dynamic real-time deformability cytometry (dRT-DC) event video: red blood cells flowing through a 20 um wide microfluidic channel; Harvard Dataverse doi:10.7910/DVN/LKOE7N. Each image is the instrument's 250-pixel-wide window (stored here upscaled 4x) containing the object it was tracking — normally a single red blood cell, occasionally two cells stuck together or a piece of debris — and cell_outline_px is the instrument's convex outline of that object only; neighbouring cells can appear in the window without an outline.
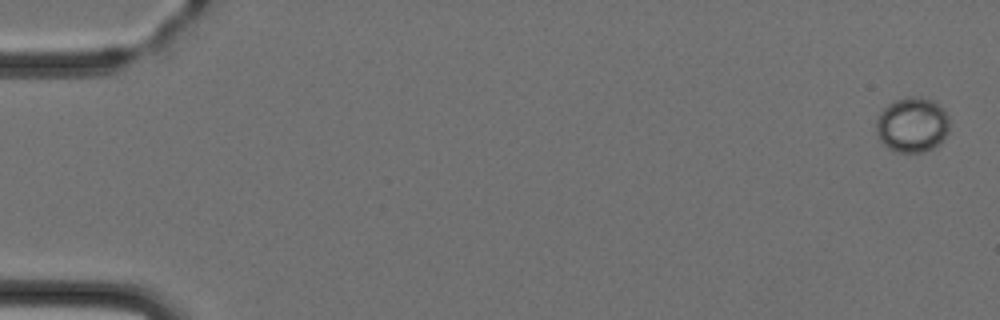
{"species": "Egyptian fruit bat (a non-hibernating species)", "species_latin": "Rousettus aegyptiacus", "temperature_condition": "cold", "stored_images_in_passage": 5, "camera_frame_rate_fps": 3000, "um_per_image_px": 0.085, "animal": {"sex": "female"}, "frame": {"image": 1, "passage_image": 1, "time_ms": 0.0, "image_size_px": [1000, 320], "cell_outline_px": [[948, 132], [932, 148], [924, 152], [896, 152], [888, 148], [880, 140], [876, 132], [876, 120], [880, 112], [888, 104], [896, 100], [908, 96], [920, 96], [932, 100], [944, 108], [948, 116]], "centroid_in_image_um": [77.52, 10.59], "position_along_channel_um": 7.5, "area_um2": 23.47}}
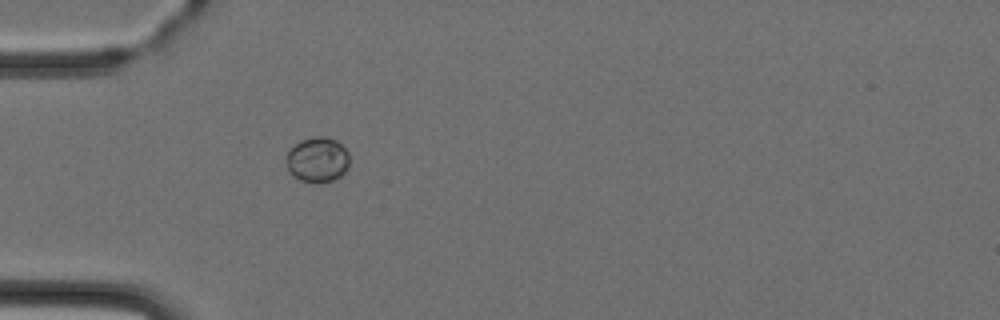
{"frame": {"image": 2, "passage_image": 5, "time_ms": 4.667, "image_size_px": [1000, 320], "cell_outline_px": [[348, 168], [340, 176], [332, 180], [300, 180], [292, 176], [288, 172], [288, 152], [300, 140], [316, 136], [324, 136], [336, 140], [348, 152]], "centroid_in_image_um": [27.0, 13.54], "position_along_channel_um": 58.0, "area_um2": 16.07}}